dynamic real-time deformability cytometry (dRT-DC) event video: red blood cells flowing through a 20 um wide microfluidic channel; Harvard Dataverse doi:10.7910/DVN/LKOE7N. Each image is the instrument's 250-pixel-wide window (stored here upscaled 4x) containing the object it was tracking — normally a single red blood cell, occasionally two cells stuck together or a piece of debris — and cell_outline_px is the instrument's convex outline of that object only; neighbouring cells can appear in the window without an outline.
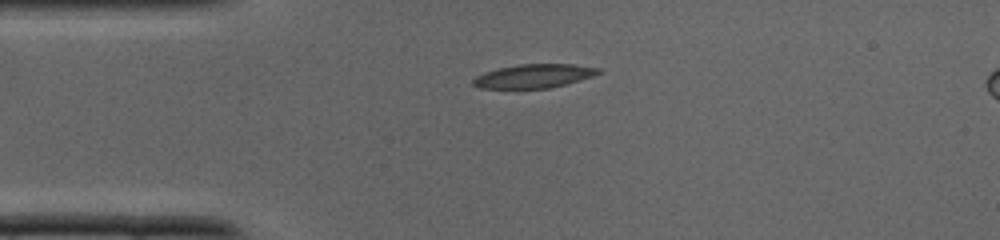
{"species": "common noctule bat (a hibernating species)", "species_latin": "Nyctalus noctula", "temperature_condition": "cold", "stored_images_in_passage": 29, "camera_frame_rate_fps": 3000, "um_per_image_px": 0.085, "animal": {"sex": "male", "body_mass_g": 19.0, "forearm_length_mm": 50.8}, "frame": {"image": 1, "passage_image": 1, "time_ms": 0.0, "image_size_px": [1000, 240], "cell_outline_px": [[604, 72], [580, 80], [548, 88], [480, 88], [472, 84], [472, 80], [476, 76], [484, 72], [496, 68], [520, 64], [572, 64], [600, 68]], "centroid_in_image_um": [45.37, 6.45], "position_along_channel_um": 39.6, "area_um2": 17.34}}
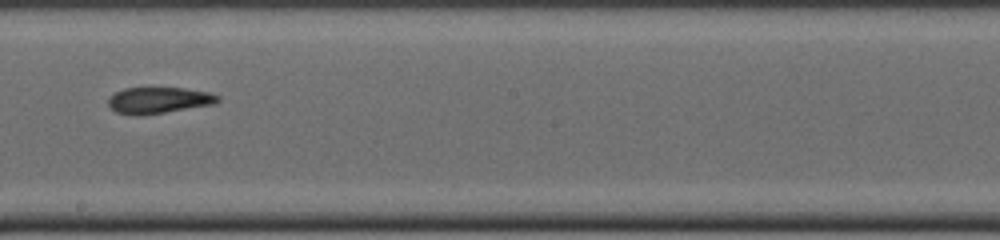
{"frame": {"image": 2, "passage_image": 13, "time_ms": 4.0, "image_size_px": [1000, 240], "cell_outline_px": [[220, 100], [216, 104], [164, 112], [132, 116], [116, 112], [108, 104], [108, 96], [124, 88], [184, 88], [208, 92], [220, 96]], "centroid_in_image_um": [13.49, 8.52], "position_along_channel_um": 234.7, "area_um2": 16.76}}
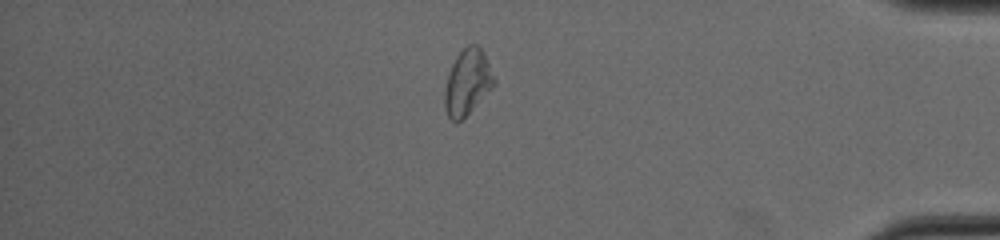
{"frame": {"image": 3, "passage_image": 24, "time_ms": 7.667, "image_size_px": [1000, 240], "cell_outline_px": [[496, 84], [456, 124], [448, 116], [444, 104], [444, 92], [448, 76], [452, 64], [456, 56], [468, 44], [476, 44], [484, 52], [496, 80]], "centroid_in_image_um": [39.74, 6.96], "position_along_channel_um": 395.5, "area_um2": 18.61}}